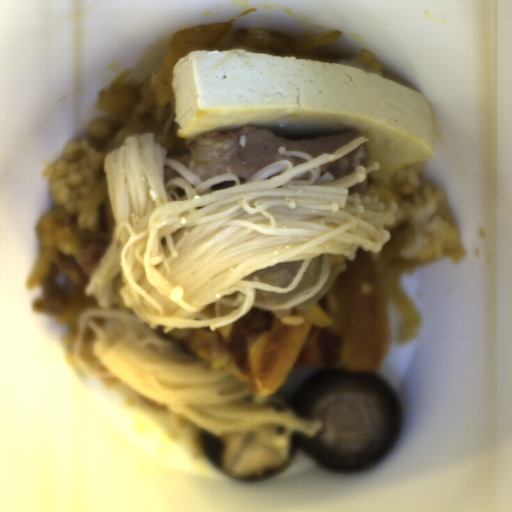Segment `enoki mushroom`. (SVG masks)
Here are the masks:
<instances>
[{
	"mask_svg": "<svg viewBox=\"0 0 512 512\" xmlns=\"http://www.w3.org/2000/svg\"><path fill=\"white\" fill-rule=\"evenodd\" d=\"M366 137L317 157L279 146L281 161L245 181L236 174L200 179L168 158L153 132L130 135L106 154L103 171L114 216L111 240L89 274L85 294L96 302L80 313L73 355L80 371L116 377L207 432H259L285 445L309 436L321 421L275 410L246 382L182 349L174 328L210 331L253 306L290 309L317 293L329 255L356 259V249L381 250L396 204L349 192L380 167L366 160ZM323 256L316 284L280 305L253 293L293 290L311 258ZM303 261L285 288L248 281L252 271Z\"/></svg>",
	"mask_w": 512,
	"mask_h": 512,
	"instance_id": "1",
	"label": "enoki mushroom"
}]
</instances>
